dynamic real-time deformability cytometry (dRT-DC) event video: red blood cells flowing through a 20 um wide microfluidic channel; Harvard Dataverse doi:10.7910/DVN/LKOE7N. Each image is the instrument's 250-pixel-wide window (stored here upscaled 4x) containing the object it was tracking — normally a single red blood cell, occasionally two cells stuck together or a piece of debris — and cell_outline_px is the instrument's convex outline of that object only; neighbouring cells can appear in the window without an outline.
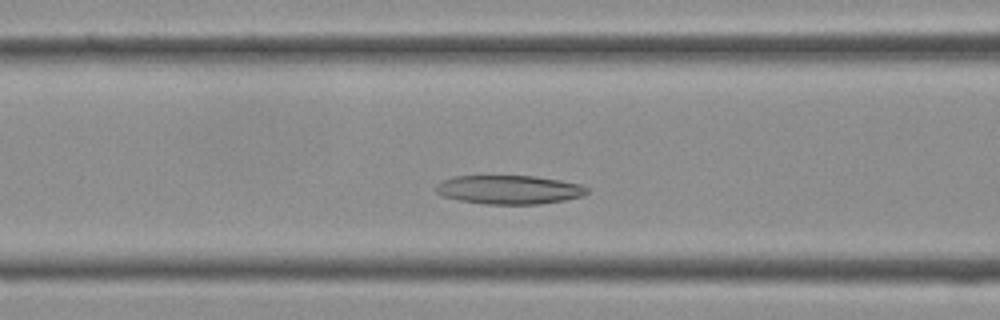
{"species": "Egyptian fruit bat (a non-hibernating species)", "species_latin": "Rousettus aegyptiacus", "temperature_condition": "cold", "stored_images_in_passage": 34, "camera_frame_rate_fps": 3000, "um_per_image_px": 0.085, "frame": {"image": 1, "passage_image": 10, "time_ms": 3.0, "image_size_px": [1000, 320], "cell_outline_px": [[588, 192], [584, 196], [564, 200], [540, 204], [484, 204], [460, 200], [444, 196], [436, 192], [436, 184], [452, 176], [536, 176], [560, 180], [580, 184], [588, 188]], "centroid_in_image_um": [43.3, 16.12], "position_along_channel_um": 123.3, "area_um2": 25.37}}
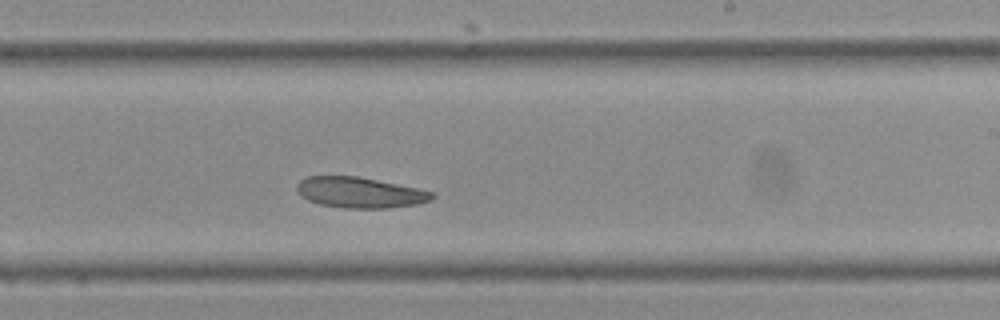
{"frame": {"image": 2, "passage_image": 18, "time_ms": 5.667, "image_size_px": [1000, 320], "cell_outline_px": [[436, 196], [432, 200], [416, 204], [384, 208], [344, 208], [320, 204], [308, 200], [296, 188], [296, 184], [300, 180], [308, 176], [356, 176], [416, 188], [432, 192]], "centroid_in_image_um": [30.58, 16.36], "position_along_channel_um": 258.4, "area_um2": 23.81}}
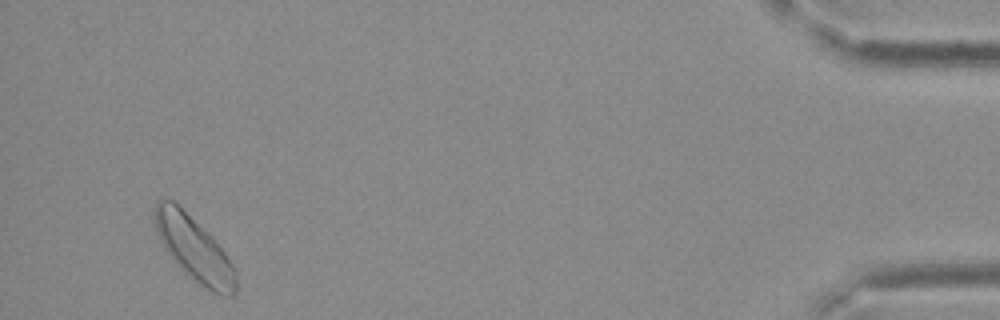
{"frame": {"image": 3, "passage_image": 32, "time_ms": 10.333, "image_size_px": [1000, 320], "cell_outline_px": [[236, 292], [232, 296], [220, 296], [212, 292], [192, 280], [176, 264], [164, 248], [156, 232], [152, 216], [152, 212], [156, 200], [160, 196], [172, 200], [208, 232], [212, 236], [224, 252], [232, 264], [236, 272]], "centroid_in_image_um": [16.45, 21.13], "position_along_channel_um": 418.8, "area_um2": 30.87}}